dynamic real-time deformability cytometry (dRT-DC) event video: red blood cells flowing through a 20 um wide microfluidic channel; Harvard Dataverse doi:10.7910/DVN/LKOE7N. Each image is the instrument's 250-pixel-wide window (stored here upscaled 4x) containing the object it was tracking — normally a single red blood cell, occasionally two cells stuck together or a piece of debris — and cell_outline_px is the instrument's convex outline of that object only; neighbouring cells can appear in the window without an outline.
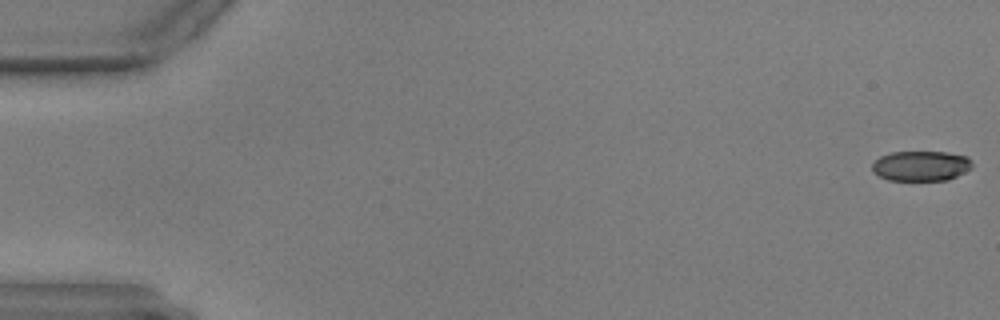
{"species": "common noctule bat (a hibernating species)", "species_latin": "Nyctalus noctula", "temperature_condition": "warm", "stored_images_in_passage": 22, "camera_frame_rate_fps": 3000, "um_per_image_px": 0.085, "animal": {"sex": "male", "body_mass_g": 17.9, "forearm_length_mm": 54.2}, "frame": {"image": 1, "passage_image": 1, "time_ms": 0.0, "image_size_px": [1000, 320], "cell_outline_px": [[972, 168], [948, 180], [888, 180], [872, 172], [872, 164], [880, 156], [892, 152], [948, 152], [968, 156], [972, 160]], "centroid_in_image_um": [78.3, 14.09], "position_along_channel_um": 6.7, "area_um2": 17.63}}